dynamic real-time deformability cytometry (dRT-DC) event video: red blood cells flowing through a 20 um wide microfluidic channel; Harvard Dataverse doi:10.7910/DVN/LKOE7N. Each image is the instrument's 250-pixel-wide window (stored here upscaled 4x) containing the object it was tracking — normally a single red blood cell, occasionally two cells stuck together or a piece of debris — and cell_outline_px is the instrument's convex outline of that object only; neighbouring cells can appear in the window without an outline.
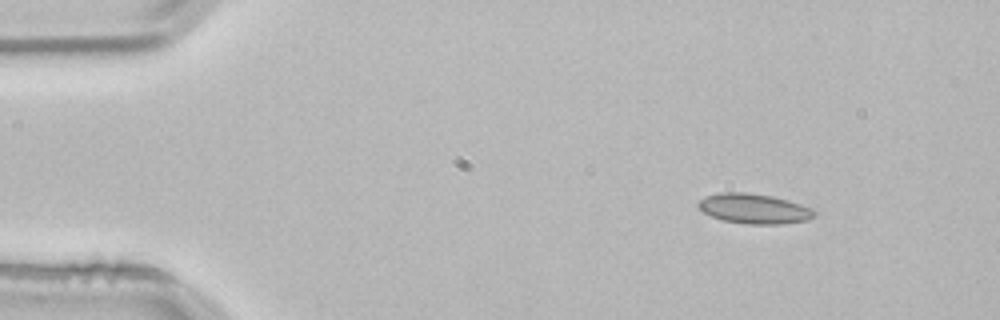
{"species": "common noctule bat (a hibernating species)", "species_latin": "Nyctalus noctula", "temperature_condition": "room temperature", "stored_images_in_passage": 2, "camera_frame_rate_fps": 3000, "um_per_image_px": 0.085, "animal": {"sex": "male", "body_mass_g": 21.5, "forearm_length_mm": 52.0}, "frame": {"image": 1, "passage_image": 2, "time_ms": 0.333, "image_size_px": [1000, 320], "cell_outline_px": [[816, 216], [808, 220], [780, 224], [748, 224], [724, 220], [712, 216], [704, 212], [696, 204], [700, 200], [708, 196], [720, 192], [748, 192], [772, 196], [788, 200], [812, 208], [816, 212]], "centroid_in_image_um": [64.13, 17.73], "position_along_channel_um": 20.9, "area_um2": 20.17}}